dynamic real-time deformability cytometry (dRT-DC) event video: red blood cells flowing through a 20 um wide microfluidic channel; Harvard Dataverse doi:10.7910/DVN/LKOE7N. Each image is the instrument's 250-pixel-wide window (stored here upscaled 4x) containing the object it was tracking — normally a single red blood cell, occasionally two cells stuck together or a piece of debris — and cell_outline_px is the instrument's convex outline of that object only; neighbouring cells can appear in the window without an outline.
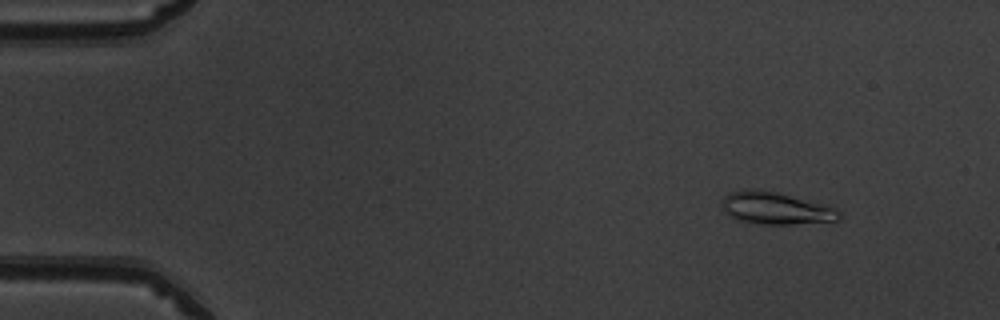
{"species": "common noctule bat (a hibernating species)", "species_latin": "Nyctalus noctula", "temperature_condition": "warm", "stored_images_in_passage": 49, "camera_frame_rate_fps": 3000, "um_per_image_px": 0.085, "animal": {"sex": "male", "body_mass_g": 19.5, "forearm_length_mm": 54.6}, "frame": {"image": 1, "passage_image": 3, "time_ms": 0.667, "image_size_px": [1000, 320], "cell_outline_px": [[840, 216], [836, 220], [792, 224], [764, 224], [736, 220], [724, 212], [720, 208], [720, 200], [724, 196], [732, 192], [752, 188], [776, 192], [820, 204], [832, 208], [840, 212]], "centroid_in_image_um": [65.8, 17.7], "position_along_channel_um": 19.2, "area_um2": 21.62}}
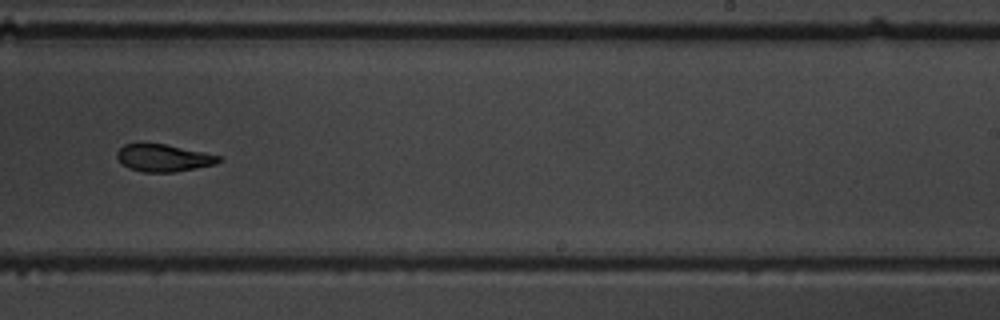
{"frame": {"image": 2, "passage_image": 30, "time_ms": 9.667, "image_size_px": [1000, 320], "cell_outline_px": [[224, 160], [216, 164], [176, 172], [144, 172], [128, 168], [116, 156], [116, 152], [124, 144], [140, 140], [164, 144], [204, 152], [220, 156]], "centroid_in_image_um": [13.87, 13.39], "position_along_channel_um": 275.1, "area_um2": 16.65}}
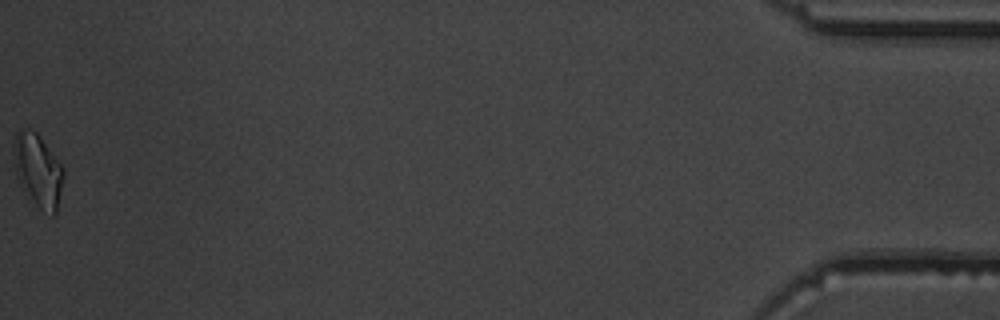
{"frame": {"image": 3, "passage_image": 49, "time_ms": 16.0, "image_size_px": [1000, 320], "cell_outline_px": [[64, 176], [56, 216], [52, 216], [40, 208], [36, 204], [20, 184], [16, 176], [12, 144], [16, 132], [20, 128], [28, 128], [36, 132], [40, 136], [64, 168]], "centroid_in_image_um": [3.23, 14.45], "position_along_channel_um": 432.0, "area_um2": 21.27}, "authors_computed_cell_mechanics": {"area_um2": 17.3978, "velocity_mm_per_s": 3.9806, "shape_relaxation_time_tau1_ms": 9.9987, "shape_relaxation_time_tau2_ms": 1.928, "deformation_change_tau1": 0.2571, "deformation_change_tau2": 0.0748}}